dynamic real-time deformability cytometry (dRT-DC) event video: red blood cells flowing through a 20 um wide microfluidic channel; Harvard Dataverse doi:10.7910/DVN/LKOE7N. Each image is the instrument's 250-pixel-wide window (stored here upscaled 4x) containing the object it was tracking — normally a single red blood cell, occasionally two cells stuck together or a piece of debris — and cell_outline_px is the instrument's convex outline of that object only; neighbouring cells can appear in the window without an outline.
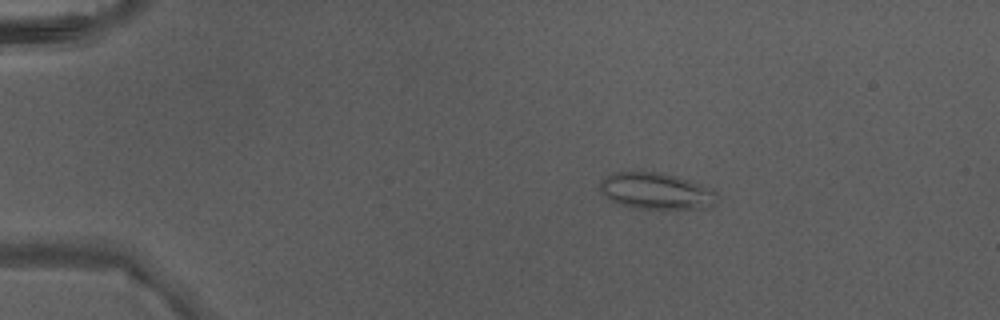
{"species": "Egyptian fruit bat (a non-hibernating species)", "species_latin": "Rousettus aegyptiacus", "temperature_condition": "warm", "stored_images_in_passage": 5, "camera_frame_rate_fps": 3000, "um_per_image_px": 0.085, "animal": {"sex": "male"}, "frame": {"image": 1, "passage_image": 3, "time_ms": 0.667, "image_size_px": [1000, 320], "cell_outline_px": [[716, 196], [712, 208], [632, 208], [616, 204], [604, 196], [600, 192], [600, 180], [612, 172], [660, 172], [676, 176], [712, 188], [716, 192]], "centroid_in_image_um": [55.72, 16.24], "position_along_channel_um": 29.3, "area_um2": 24.97}}